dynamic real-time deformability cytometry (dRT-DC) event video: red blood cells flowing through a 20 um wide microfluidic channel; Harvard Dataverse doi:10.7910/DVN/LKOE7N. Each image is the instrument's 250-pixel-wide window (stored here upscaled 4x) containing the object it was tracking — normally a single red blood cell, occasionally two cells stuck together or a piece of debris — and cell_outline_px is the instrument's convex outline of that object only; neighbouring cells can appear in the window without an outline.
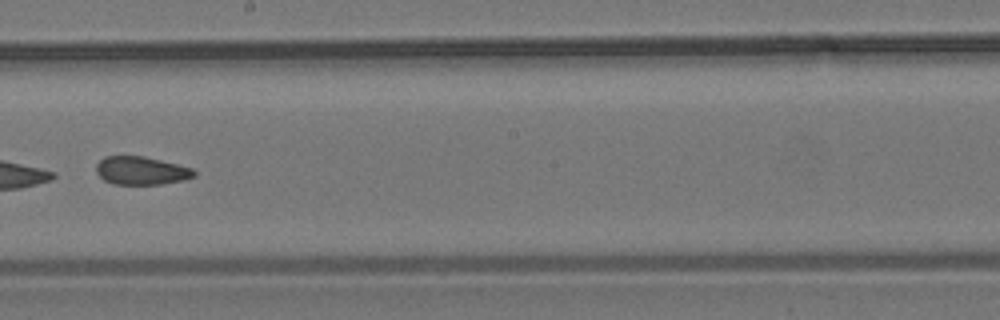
{"species": "common noctule bat (a hibernating species)", "species_latin": "Nyctalus noctula", "temperature_condition": "room temperature", "stored_images_in_passage": 10, "camera_frame_rate_fps": 3000, "um_per_image_px": 0.085, "animal": {"sex": "male", "body_mass_g": 19.2, "forearm_length_mm": 51.8}, "frame": {"image": 1, "passage_image": 9, "time_ms": 10.0, "image_size_px": [1000, 320], "cell_outline_px": [[196, 176], [184, 180], [160, 184], [116, 184], [104, 180], [96, 172], [96, 164], [104, 156], [144, 156], [192, 168], [196, 172]], "centroid_in_image_um": [12.0, 14.5], "position_along_channel_um": 236.2, "area_um2": 16.01}}
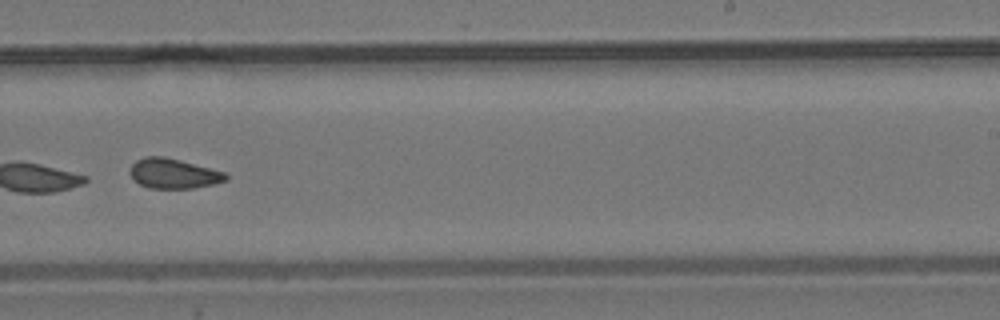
{"frame": {"image": 2, "passage_image": 10, "time_ms": 11.0, "image_size_px": [1000, 320], "cell_outline_px": [[228, 180], [212, 184], [192, 188], [148, 188], [140, 184], [128, 172], [132, 164], [136, 160], [144, 156], [164, 156], [180, 160], [224, 172], [228, 176]], "centroid_in_image_um": [14.72, 14.74], "position_along_channel_um": 274.3, "area_um2": 16.59}}